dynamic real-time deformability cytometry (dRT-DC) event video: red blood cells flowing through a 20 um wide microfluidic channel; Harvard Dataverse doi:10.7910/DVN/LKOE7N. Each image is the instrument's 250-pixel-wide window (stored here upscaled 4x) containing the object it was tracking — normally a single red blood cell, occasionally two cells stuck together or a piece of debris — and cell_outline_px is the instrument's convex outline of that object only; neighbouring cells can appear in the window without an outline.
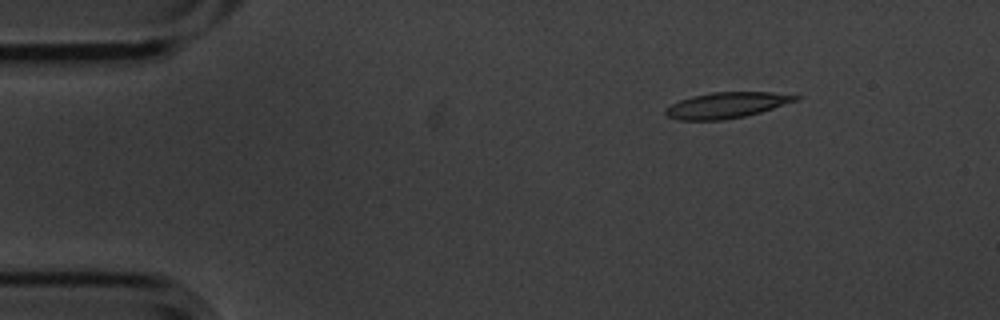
{"species": "common noctule bat (a hibernating species)", "species_latin": "Nyctalus noctula", "temperature_condition": "cold", "stored_images_in_passage": 3, "camera_frame_rate_fps": 3000, "um_per_image_px": 0.085, "animal": {"sex": "male", "body_mass_g": 20.1, "forearm_length_mm": 53.5}, "frame": {"image": 1, "passage_image": 2, "time_ms": 0.333, "image_size_px": [1000, 320], "cell_outline_px": [[800, 96], [796, 100], [760, 112], [744, 116], [724, 120], [676, 120], [668, 116], [664, 112], [664, 108], [680, 100], [692, 96], [712, 92], [772, 92]], "centroid_in_image_um": [61.69, 8.94], "position_along_channel_um": 23.3, "area_um2": 19.36}}
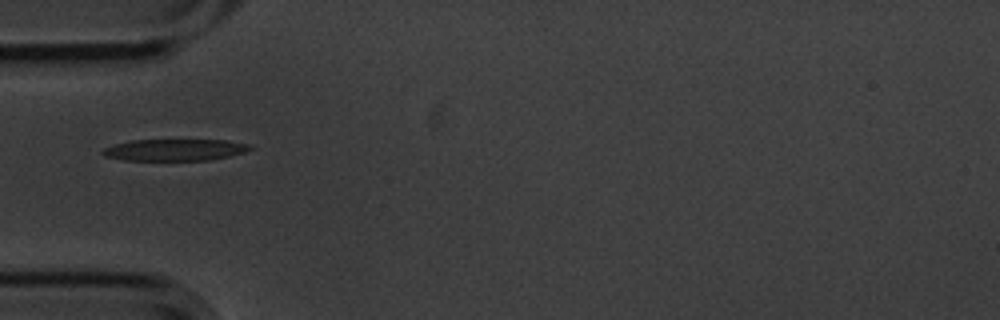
{"frame": {"image": 2, "passage_image": 3, "time_ms": 0.667, "image_size_px": [1000, 320], "cell_outline_px": [[252, 148], [244, 152], [228, 156], [208, 160], [124, 160], [104, 156], [100, 152], [104, 148], [116, 144], [132, 140], [224, 140], [252, 144]], "centroid_in_image_um": [14.85, 12.73], "position_along_channel_um": 70.1, "area_um2": 18.5}}